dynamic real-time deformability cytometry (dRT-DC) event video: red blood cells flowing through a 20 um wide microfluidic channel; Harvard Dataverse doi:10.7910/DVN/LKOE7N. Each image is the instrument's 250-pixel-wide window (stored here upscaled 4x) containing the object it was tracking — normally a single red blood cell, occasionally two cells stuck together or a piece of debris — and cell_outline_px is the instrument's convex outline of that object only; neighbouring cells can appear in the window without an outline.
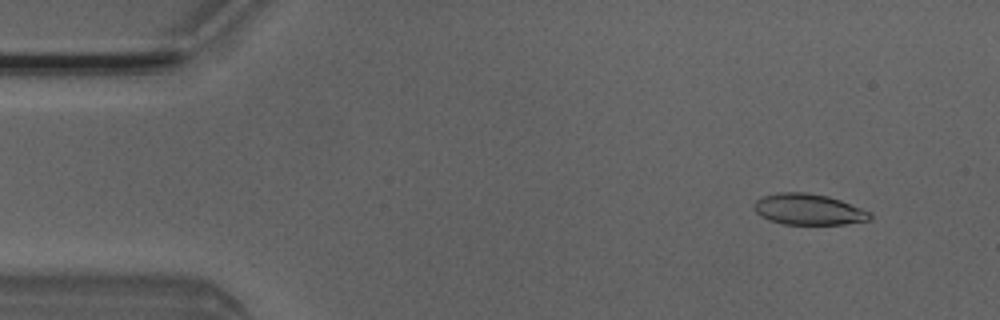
{"species": "Egyptian fruit bat (a non-hibernating species)", "species_latin": "Rousettus aegyptiacus", "temperature_condition": "room temperature", "stored_images_in_passage": 4, "camera_frame_rate_fps": 3000, "um_per_image_px": 0.085, "animal": {"sex": "male"}, "frame": {"image": 1, "passage_image": 1, "time_ms": 0.0, "image_size_px": [1000, 320], "cell_outline_px": [[872, 216], [868, 220], [844, 224], [784, 224], [768, 220], [760, 216], [752, 208], [752, 204], [756, 200], [764, 196], [780, 192], [804, 192], [828, 196], [840, 200], [872, 212]], "centroid_in_image_um": [68.69, 17.8], "position_along_channel_um": 16.3, "area_um2": 20.98}}